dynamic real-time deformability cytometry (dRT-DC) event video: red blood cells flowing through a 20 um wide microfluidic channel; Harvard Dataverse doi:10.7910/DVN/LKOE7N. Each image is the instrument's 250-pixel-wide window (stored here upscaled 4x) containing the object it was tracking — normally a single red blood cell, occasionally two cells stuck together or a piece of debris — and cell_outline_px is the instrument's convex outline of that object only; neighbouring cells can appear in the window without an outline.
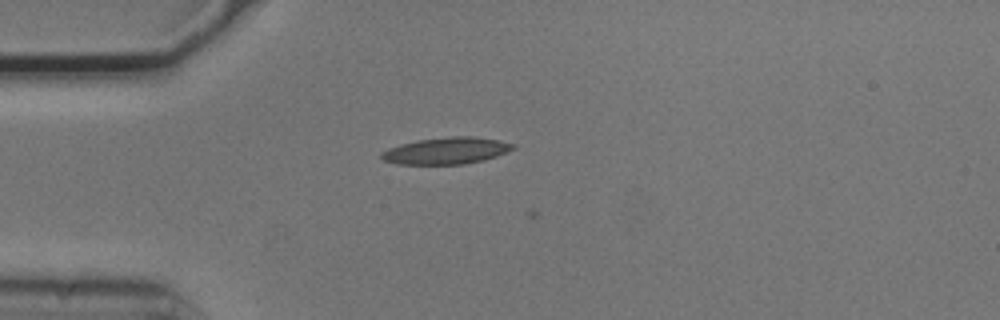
{"species": "common noctule bat (a hibernating species)", "species_latin": "Nyctalus noctula", "temperature_condition": "cold", "stored_images_in_passage": 6, "camera_frame_rate_fps": 3000, "um_per_image_px": 0.085, "animal": {"sex": "male", "body_mass_g": 20.5, "forearm_length_mm": 52.5}, "frame": {"image": 1, "passage_image": 4, "time_ms": 1.0, "image_size_px": [1000, 320], "cell_outline_px": [[516, 148], [496, 156], [484, 160], [464, 164], [396, 164], [384, 160], [380, 156], [380, 152], [388, 148], [400, 144], [420, 140], [452, 136], [476, 136], [500, 140], [516, 144]], "centroid_in_image_um": [37.97, 12.81], "position_along_channel_um": 47.0, "area_um2": 20.58}}